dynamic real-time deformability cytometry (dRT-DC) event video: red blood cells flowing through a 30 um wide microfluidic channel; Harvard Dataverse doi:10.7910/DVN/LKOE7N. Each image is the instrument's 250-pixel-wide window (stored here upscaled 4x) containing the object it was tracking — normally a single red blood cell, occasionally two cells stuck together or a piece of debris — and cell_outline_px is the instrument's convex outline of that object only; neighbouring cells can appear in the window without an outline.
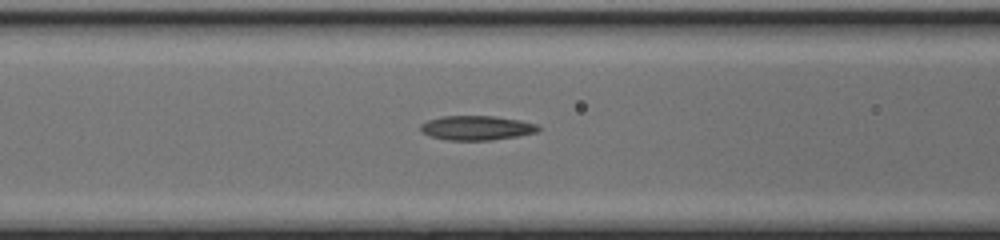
{"species": "common noctule bat (a hibernating species)", "species_latin": "Nyctalus noctula", "temperature_condition": "cold", "stored_images_in_passage": 25, "camera_frame_rate_fps": 3000, "um_per_image_px": 0.085, "animal": {"sex": "female", "body_mass_g": 17.0, "forearm_length_mm": 48.0}, "frame": {"image": 1, "passage_image": 5, "time_ms": 1.333, "image_size_px": [1000, 240], "cell_outline_px": [[540, 128], [536, 132], [516, 136], [492, 140], [448, 140], [428, 136], [420, 132], [420, 124], [428, 120], [440, 116], [496, 116], [520, 120], [536, 124]], "centroid_in_image_um": [40.45, 10.87], "position_along_channel_um": 126.1, "area_um2": 16.82}}
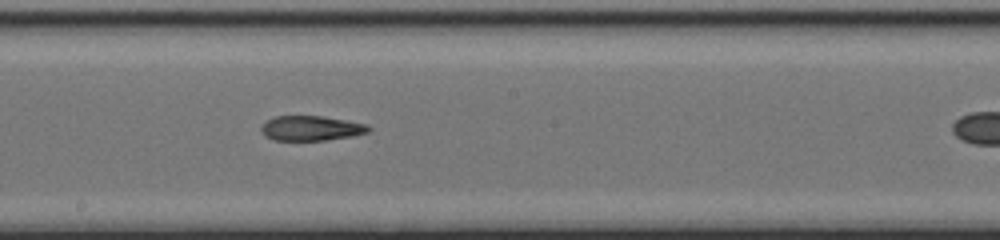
{"frame": {"image": 2, "passage_image": 12, "time_ms": 3.667, "image_size_px": [1000, 240], "cell_outline_px": [[372, 128], [368, 132], [352, 136], [324, 140], [272, 140], [264, 136], [260, 128], [268, 120], [276, 116], [324, 116], [368, 124]], "centroid_in_image_um": [26.46, 10.9], "position_along_channel_um": 221.7, "area_um2": 15.55}}
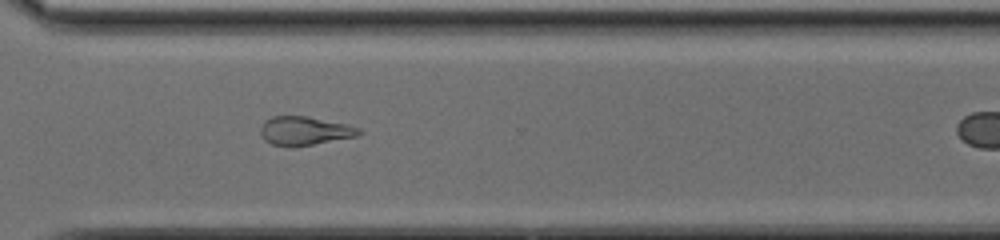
{"frame": {"image": 3, "passage_image": 21, "time_ms": 6.667, "image_size_px": [1000, 240], "cell_outline_px": [[360, 132], [356, 136], [292, 148], [272, 144], [264, 140], [260, 132], [260, 128], [264, 120], [272, 116], [304, 116], [348, 124], [360, 128]], "centroid_in_image_um": [25.84, 11.13], "position_along_channel_um": 344.8, "area_um2": 16.47}}